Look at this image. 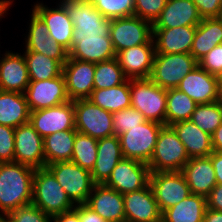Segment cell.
<instances>
[{"instance_id":"83f0119b","label":"cell","mask_w":222,"mask_h":222,"mask_svg":"<svg viewBox=\"0 0 222 222\" xmlns=\"http://www.w3.org/2000/svg\"><path fill=\"white\" fill-rule=\"evenodd\" d=\"M184 144L189 158L206 157L213 152L211 135L190 120L170 125Z\"/></svg>"},{"instance_id":"74e56055","label":"cell","mask_w":222,"mask_h":222,"mask_svg":"<svg viewBox=\"0 0 222 222\" xmlns=\"http://www.w3.org/2000/svg\"><path fill=\"white\" fill-rule=\"evenodd\" d=\"M189 120L204 132L212 135L222 123V105L219 101L209 104H197Z\"/></svg>"},{"instance_id":"c3c4849f","label":"cell","mask_w":222,"mask_h":222,"mask_svg":"<svg viewBox=\"0 0 222 222\" xmlns=\"http://www.w3.org/2000/svg\"><path fill=\"white\" fill-rule=\"evenodd\" d=\"M217 184H222V152L213 151L210 155Z\"/></svg>"},{"instance_id":"681fc988","label":"cell","mask_w":222,"mask_h":222,"mask_svg":"<svg viewBox=\"0 0 222 222\" xmlns=\"http://www.w3.org/2000/svg\"><path fill=\"white\" fill-rule=\"evenodd\" d=\"M53 222H80L79 214L73 209L68 212L54 215L52 217Z\"/></svg>"},{"instance_id":"7dc6e473","label":"cell","mask_w":222,"mask_h":222,"mask_svg":"<svg viewBox=\"0 0 222 222\" xmlns=\"http://www.w3.org/2000/svg\"><path fill=\"white\" fill-rule=\"evenodd\" d=\"M207 208L222 211V184H217L206 197Z\"/></svg>"},{"instance_id":"8992f818","label":"cell","mask_w":222,"mask_h":222,"mask_svg":"<svg viewBox=\"0 0 222 222\" xmlns=\"http://www.w3.org/2000/svg\"><path fill=\"white\" fill-rule=\"evenodd\" d=\"M163 126L158 122L146 120L118 136L123 157L148 164Z\"/></svg>"},{"instance_id":"ab89813d","label":"cell","mask_w":222,"mask_h":222,"mask_svg":"<svg viewBox=\"0 0 222 222\" xmlns=\"http://www.w3.org/2000/svg\"><path fill=\"white\" fill-rule=\"evenodd\" d=\"M112 116L113 131L117 137L127 132L129 128H133L146 121L143 114L133 107L114 112Z\"/></svg>"},{"instance_id":"3957f363","label":"cell","mask_w":222,"mask_h":222,"mask_svg":"<svg viewBox=\"0 0 222 222\" xmlns=\"http://www.w3.org/2000/svg\"><path fill=\"white\" fill-rule=\"evenodd\" d=\"M32 204L51 217L76 206L47 167L35 169Z\"/></svg>"},{"instance_id":"5bb4252c","label":"cell","mask_w":222,"mask_h":222,"mask_svg":"<svg viewBox=\"0 0 222 222\" xmlns=\"http://www.w3.org/2000/svg\"><path fill=\"white\" fill-rule=\"evenodd\" d=\"M149 177L150 169L146 163L123 158L104 185L125 194L146 187L149 184Z\"/></svg>"},{"instance_id":"d6986e66","label":"cell","mask_w":222,"mask_h":222,"mask_svg":"<svg viewBox=\"0 0 222 222\" xmlns=\"http://www.w3.org/2000/svg\"><path fill=\"white\" fill-rule=\"evenodd\" d=\"M29 24V32L25 38V51L41 53L64 65L68 60L69 52L50 37L44 21L33 10Z\"/></svg>"},{"instance_id":"44dd1931","label":"cell","mask_w":222,"mask_h":222,"mask_svg":"<svg viewBox=\"0 0 222 222\" xmlns=\"http://www.w3.org/2000/svg\"><path fill=\"white\" fill-rule=\"evenodd\" d=\"M155 44L133 46L116 53V59L128 79L150 78Z\"/></svg>"},{"instance_id":"d590c367","label":"cell","mask_w":222,"mask_h":222,"mask_svg":"<svg viewBox=\"0 0 222 222\" xmlns=\"http://www.w3.org/2000/svg\"><path fill=\"white\" fill-rule=\"evenodd\" d=\"M97 143V139L77 132L71 161L91 172L97 159Z\"/></svg>"},{"instance_id":"484cf974","label":"cell","mask_w":222,"mask_h":222,"mask_svg":"<svg viewBox=\"0 0 222 222\" xmlns=\"http://www.w3.org/2000/svg\"><path fill=\"white\" fill-rule=\"evenodd\" d=\"M191 194L207 197L217 185L210 156L190 158L182 171Z\"/></svg>"},{"instance_id":"f1b7e54d","label":"cell","mask_w":222,"mask_h":222,"mask_svg":"<svg viewBox=\"0 0 222 222\" xmlns=\"http://www.w3.org/2000/svg\"><path fill=\"white\" fill-rule=\"evenodd\" d=\"M30 110L24 93L0 90V125L16 128L29 122Z\"/></svg>"},{"instance_id":"b9f144b4","label":"cell","mask_w":222,"mask_h":222,"mask_svg":"<svg viewBox=\"0 0 222 222\" xmlns=\"http://www.w3.org/2000/svg\"><path fill=\"white\" fill-rule=\"evenodd\" d=\"M166 3L167 0H134V15L153 24Z\"/></svg>"},{"instance_id":"7a4b0ae2","label":"cell","mask_w":222,"mask_h":222,"mask_svg":"<svg viewBox=\"0 0 222 222\" xmlns=\"http://www.w3.org/2000/svg\"><path fill=\"white\" fill-rule=\"evenodd\" d=\"M35 169L18 162H0V213L6 216L32 204Z\"/></svg>"},{"instance_id":"836d02e7","label":"cell","mask_w":222,"mask_h":222,"mask_svg":"<svg viewBox=\"0 0 222 222\" xmlns=\"http://www.w3.org/2000/svg\"><path fill=\"white\" fill-rule=\"evenodd\" d=\"M30 81H42L56 78L62 74L63 65L48 56L34 51H25Z\"/></svg>"},{"instance_id":"1f68e13d","label":"cell","mask_w":222,"mask_h":222,"mask_svg":"<svg viewBox=\"0 0 222 222\" xmlns=\"http://www.w3.org/2000/svg\"><path fill=\"white\" fill-rule=\"evenodd\" d=\"M77 130L55 132L43 138L45 167L57 162L71 161Z\"/></svg>"},{"instance_id":"4dcf8cb0","label":"cell","mask_w":222,"mask_h":222,"mask_svg":"<svg viewBox=\"0 0 222 222\" xmlns=\"http://www.w3.org/2000/svg\"><path fill=\"white\" fill-rule=\"evenodd\" d=\"M206 197L190 194L178 204L162 212L161 222H203Z\"/></svg>"},{"instance_id":"f6af8a7d","label":"cell","mask_w":222,"mask_h":222,"mask_svg":"<svg viewBox=\"0 0 222 222\" xmlns=\"http://www.w3.org/2000/svg\"><path fill=\"white\" fill-rule=\"evenodd\" d=\"M203 18H218L222 9V0H192Z\"/></svg>"},{"instance_id":"9c48e42d","label":"cell","mask_w":222,"mask_h":222,"mask_svg":"<svg viewBox=\"0 0 222 222\" xmlns=\"http://www.w3.org/2000/svg\"><path fill=\"white\" fill-rule=\"evenodd\" d=\"M74 120L77 132L97 140L115 135L112 113L89 99L74 100Z\"/></svg>"},{"instance_id":"7402d4cb","label":"cell","mask_w":222,"mask_h":222,"mask_svg":"<svg viewBox=\"0 0 222 222\" xmlns=\"http://www.w3.org/2000/svg\"><path fill=\"white\" fill-rule=\"evenodd\" d=\"M86 205L106 222H124L123 194L104 184H95Z\"/></svg>"},{"instance_id":"603a6c76","label":"cell","mask_w":222,"mask_h":222,"mask_svg":"<svg viewBox=\"0 0 222 222\" xmlns=\"http://www.w3.org/2000/svg\"><path fill=\"white\" fill-rule=\"evenodd\" d=\"M0 59V90L25 93L30 83L24 55L6 51Z\"/></svg>"},{"instance_id":"7c38bea8","label":"cell","mask_w":222,"mask_h":222,"mask_svg":"<svg viewBox=\"0 0 222 222\" xmlns=\"http://www.w3.org/2000/svg\"><path fill=\"white\" fill-rule=\"evenodd\" d=\"M29 123L42 138L55 132L76 130L74 120V101L30 111Z\"/></svg>"},{"instance_id":"ba28073f","label":"cell","mask_w":222,"mask_h":222,"mask_svg":"<svg viewBox=\"0 0 222 222\" xmlns=\"http://www.w3.org/2000/svg\"><path fill=\"white\" fill-rule=\"evenodd\" d=\"M75 204H86L95 183L91 172L72 161L57 162L46 166Z\"/></svg>"},{"instance_id":"816d5d0a","label":"cell","mask_w":222,"mask_h":222,"mask_svg":"<svg viewBox=\"0 0 222 222\" xmlns=\"http://www.w3.org/2000/svg\"><path fill=\"white\" fill-rule=\"evenodd\" d=\"M203 222H222V211L206 209Z\"/></svg>"},{"instance_id":"f546056e","label":"cell","mask_w":222,"mask_h":222,"mask_svg":"<svg viewBox=\"0 0 222 222\" xmlns=\"http://www.w3.org/2000/svg\"><path fill=\"white\" fill-rule=\"evenodd\" d=\"M222 43V22L218 18H203L197 25L190 54L199 61Z\"/></svg>"},{"instance_id":"9f6ffc18","label":"cell","mask_w":222,"mask_h":222,"mask_svg":"<svg viewBox=\"0 0 222 222\" xmlns=\"http://www.w3.org/2000/svg\"><path fill=\"white\" fill-rule=\"evenodd\" d=\"M218 19L222 22V9H221V12H220V15H219Z\"/></svg>"},{"instance_id":"8d00e7d4","label":"cell","mask_w":222,"mask_h":222,"mask_svg":"<svg viewBox=\"0 0 222 222\" xmlns=\"http://www.w3.org/2000/svg\"><path fill=\"white\" fill-rule=\"evenodd\" d=\"M127 80L116 58L95 63L94 89L115 87Z\"/></svg>"},{"instance_id":"cb8c5ba5","label":"cell","mask_w":222,"mask_h":222,"mask_svg":"<svg viewBox=\"0 0 222 222\" xmlns=\"http://www.w3.org/2000/svg\"><path fill=\"white\" fill-rule=\"evenodd\" d=\"M196 27L153 28L155 54L190 53Z\"/></svg>"},{"instance_id":"6f0895ef","label":"cell","mask_w":222,"mask_h":222,"mask_svg":"<svg viewBox=\"0 0 222 222\" xmlns=\"http://www.w3.org/2000/svg\"><path fill=\"white\" fill-rule=\"evenodd\" d=\"M219 85H222V75L219 77Z\"/></svg>"},{"instance_id":"9a60e30c","label":"cell","mask_w":222,"mask_h":222,"mask_svg":"<svg viewBox=\"0 0 222 222\" xmlns=\"http://www.w3.org/2000/svg\"><path fill=\"white\" fill-rule=\"evenodd\" d=\"M24 94L30 111L54 107L70 101L63 74L48 80L30 81Z\"/></svg>"},{"instance_id":"30bf717a","label":"cell","mask_w":222,"mask_h":222,"mask_svg":"<svg viewBox=\"0 0 222 222\" xmlns=\"http://www.w3.org/2000/svg\"><path fill=\"white\" fill-rule=\"evenodd\" d=\"M109 35L115 53L137 45L154 44L152 23L136 15L111 19Z\"/></svg>"},{"instance_id":"ee69618b","label":"cell","mask_w":222,"mask_h":222,"mask_svg":"<svg viewBox=\"0 0 222 222\" xmlns=\"http://www.w3.org/2000/svg\"><path fill=\"white\" fill-rule=\"evenodd\" d=\"M198 65L210 74L220 77L222 75V43L200 59Z\"/></svg>"},{"instance_id":"e575fe53","label":"cell","mask_w":222,"mask_h":222,"mask_svg":"<svg viewBox=\"0 0 222 222\" xmlns=\"http://www.w3.org/2000/svg\"><path fill=\"white\" fill-rule=\"evenodd\" d=\"M197 103L177 88L167 90L166 125L189 120Z\"/></svg>"},{"instance_id":"60d3db41","label":"cell","mask_w":222,"mask_h":222,"mask_svg":"<svg viewBox=\"0 0 222 222\" xmlns=\"http://www.w3.org/2000/svg\"><path fill=\"white\" fill-rule=\"evenodd\" d=\"M7 222H52V217L33 204L19 207L5 216Z\"/></svg>"},{"instance_id":"ffe728a7","label":"cell","mask_w":222,"mask_h":222,"mask_svg":"<svg viewBox=\"0 0 222 222\" xmlns=\"http://www.w3.org/2000/svg\"><path fill=\"white\" fill-rule=\"evenodd\" d=\"M32 10L44 21L50 37L69 52L74 26L66 7L61 2L56 8L37 2Z\"/></svg>"},{"instance_id":"277c9868","label":"cell","mask_w":222,"mask_h":222,"mask_svg":"<svg viewBox=\"0 0 222 222\" xmlns=\"http://www.w3.org/2000/svg\"><path fill=\"white\" fill-rule=\"evenodd\" d=\"M131 107L149 121L166 125L167 90L150 78L130 79Z\"/></svg>"},{"instance_id":"db71d44e","label":"cell","mask_w":222,"mask_h":222,"mask_svg":"<svg viewBox=\"0 0 222 222\" xmlns=\"http://www.w3.org/2000/svg\"><path fill=\"white\" fill-rule=\"evenodd\" d=\"M219 103L222 105V85H219Z\"/></svg>"},{"instance_id":"6da1fadb","label":"cell","mask_w":222,"mask_h":222,"mask_svg":"<svg viewBox=\"0 0 222 222\" xmlns=\"http://www.w3.org/2000/svg\"><path fill=\"white\" fill-rule=\"evenodd\" d=\"M73 22L69 58L93 63L116 58L109 32L111 19L94 7L91 0H60Z\"/></svg>"},{"instance_id":"f907efd6","label":"cell","mask_w":222,"mask_h":222,"mask_svg":"<svg viewBox=\"0 0 222 222\" xmlns=\"http://www.w3.org/2000/svg\"><path fill=\"white\" fill-rule=\"evenodd\" d=\"M213 151L222 152V123L211 135Z\"/></svg>"},{"instance_id":"5b68a950","label":"cell","mask_w":222,"mask_h":222,"mask_svg":"<svg viewBox=\"0 0 222 222\" xmlns=\"http://www.w3.org/2000/svg\"><path fill=\"white\" fill-rule=\"evenodd\" d=\"M189 159L185 146L174 129L164 125L159 132L153 155L147 165L150 172L182 171Z\"/></svg>"},{"instance_id":"8fae6325","label":"cell","mask_w":222,"mask_h":222,"mask_svg":"<svg viewBox=\"0 0 222 222\" xmlns=\"http://www.w3.org/2000/svg\"><path fill=\"white\" fill-rule=\"evenodd\" d=\"M149 184L159 209L163 212L191 194L181 171L150 172Z\"/></svg>"},{"instance_id":"bcb514c9","label":"cell","mask_w":222,"mask_h":222,"mask_svg":"<svg viewBox=\"0 0 222 222\" xmlns=\"http://www.w3.org/2000/svg\"><path fill=\"white\" fill-rule=\"evenodd\" d=\"M74 210L79 214L80 222H106L86 204H78Z\"/></svg>"},{"instance_id":"f35d334b","label":"cell","mask_w":222,"mask_h":222,"mask_svg":"<svg viewBox=\"0 0 222 222\" xmlns=\"http://www.w3.org/2000/svg\"><path fill=\"white\" fill-rule=\"evenodd\" d=\"M105 18L115 19L134 15V0H91Z\"/></svg>"},{"instance_id":"ac0fdd59","label":"cell","mask_w":222,"mask_h":222,"mask_svg":"<svg viewBox=\"0 0 222 222\" xmlns=\"http://www.w3.org/2000/svg\"><path fill=\"white\" fill-rule=\"evenodd\" d=\"M177 89L197 104L213 103L219 100V77L198 65L182 79Z\"/></svg>"},{"instance_id":"d4e9b609","label":"cell","mask_w":222,"mask_h":222,"mask_svg":"<svg viewBox=\"0 0 222 222\" xmlns=\"http://www.w3.org/2000/svg\"><path fill=\"white\" fill-rule=\"evenodd\" d=\"M202 21L197 6L192 0H167L153 28L197 26Z\"/></svg>"},{"instance_id":"e0dca14e","label":"cell","mask_w":222,"mask_h":222,"mask_svg":"<svg viewBox=\"0 0 222 222\" xmlns=\"http://www.w3.org/2000/svg\"><path fill=\"white\" fill-rule=\"evenodd\" d=\"M125 221L127 222H161L162 212L159 209L153 190L146 187L123 194Z\"/></svg>"},{"instance_id":"4316f807","label":"cell","mask_w":222,"mask_h":222,"mask_svg":"<svg viewBox=\"0 0 222 222\" xmlns=\"http://www.w3.org/2000/svg\"><path fill=\"white\" fill-rule=\"evenodd\" d=\"M119 138L116 135L98 140L97 159L91 171L95 184H104L111 175V172L123 159Z\"/></svg>"},{"instance_id":"7bdbcfd3","label":"cell","mask_w":222,"mask_h":222,"mask_svg":"<svg viewBox=\"0 0 222 222\" xmlns=\"http://www.w3.org/2000/svg\"><path fill=\"white\" fill-rule=\"evenodd\" d=\"M15 128L0 125V162H14Z\"/></svg>"},{"instance_id":"f5cc1de1","label":"cell","mask_w":222,"mask_h":222,"mask_svg":"<svg viewBox=\"0 0 222 222\" xmlns=\"http://www.w3.org/2000/svg\"><path fill=\"white\" fill-rule=\"evenodd\" d=\"M13 0H0V17H4L5 13L9 9L10 5H12Z\"/></svg>"},{"instance_id":"4fadbf2b","label":"cell","mask_w":222,"mask_h":222,"mask_svg":"<svg viewBox=\"0 0 222 222\" xmlns=\"http://www.w3.org/2000/svg\"><path fill=\"white\" fill-rule=\"evenodd\" d=\"M14 162L34 169L45 167L43 138L29 122L15 128Z\"/></svg>"},{"instance_id":"52a82bcc","label":"cell","mask_w":222,"mask_h":222,"mask_svg":"<svg viewBox=\"0 0 222 222\" xmlns=\"http://www.w3.org/2000/svg\"><path fill=\"white\" fill-rule=\"evenodd\" d=\"M196 66L190 53L155 54L150 79L161 88L174 89Z\"/></svg>"},{"instance_id":"11a10c76","label":"cell","mask_w":222,"mask_h":222,"mask_svg":"<svg viewBox=\"0 0 222 222\" xmlns=\"http://www.w3.org/2000/svg\"><path fill=\"white\" fill-rule=\"evenodd\" d=\"M5 220V216L0 213V222H3Z\"/></svg>"},{"instance_id":"d6a6232c","label":"cell","mask_w":222,"mask_h":222,"mask_svg":"<svg viewBox=\"0 0 222 222\" xmlns=\"http://www.w3.org/2000/svg\"><path fill=\"white\" fill-rule=\"evenodd\" d=\"M88 99L111 113L129 108L131 107L130 79L115 87L93 89Z\"/></svg>"},{"instance_id":"2e32d148","label":"cell","mask_w":222,"mask_h":222,"mask_svg":"<svg viewBox=\"0 0 222 222\" xmlns=\"http://www.w3.org/2000/svg\"><path fill=\"white\" fill-rule=\"evenodd\" d=\"M95 63L68 57L63 65L66 91L71 101L88 99L94 89Z\"/></svg>"}]
</instances>
